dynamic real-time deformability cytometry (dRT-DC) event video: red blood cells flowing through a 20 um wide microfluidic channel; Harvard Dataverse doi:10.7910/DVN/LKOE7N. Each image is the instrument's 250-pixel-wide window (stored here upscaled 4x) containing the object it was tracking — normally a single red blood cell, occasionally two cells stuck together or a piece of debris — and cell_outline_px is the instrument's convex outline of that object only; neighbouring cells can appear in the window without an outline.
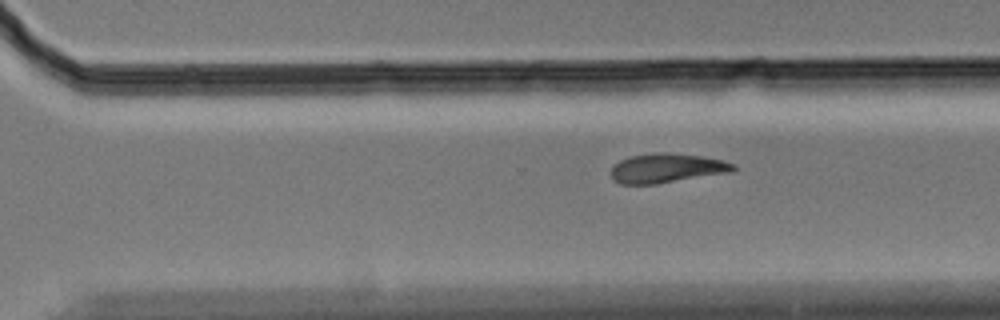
{"species": "Egyptian fruit bat (a non-hibernating species)", "species_latin": "Rousettus aegyptiacus", "temperature_condition": "cold", "stored_images_in_passage": 11, "segment_of_instrument_passage": [2, 2], "camera_frame_rate_fps": 3000, "um_per_image_px": 0.085, "animal": {"sex": "male"}, "frame": {"image": 1, "passage_image": 11, "time_ms": 3.333, "image_size_px": [1000, 320], "cell_outline_px": [[736, 168], [732, 172], [656, 184], [620, 184], [612, 180], [612, 168], [620, 160], [628, 156], [656, 152], [668, 152], [700, 156], [724, 160], [736, 164]], "centroid_in_image_um": [56.69, 14.29], "position_along_channel_um": 313.9, "area_um2": 21.04}}